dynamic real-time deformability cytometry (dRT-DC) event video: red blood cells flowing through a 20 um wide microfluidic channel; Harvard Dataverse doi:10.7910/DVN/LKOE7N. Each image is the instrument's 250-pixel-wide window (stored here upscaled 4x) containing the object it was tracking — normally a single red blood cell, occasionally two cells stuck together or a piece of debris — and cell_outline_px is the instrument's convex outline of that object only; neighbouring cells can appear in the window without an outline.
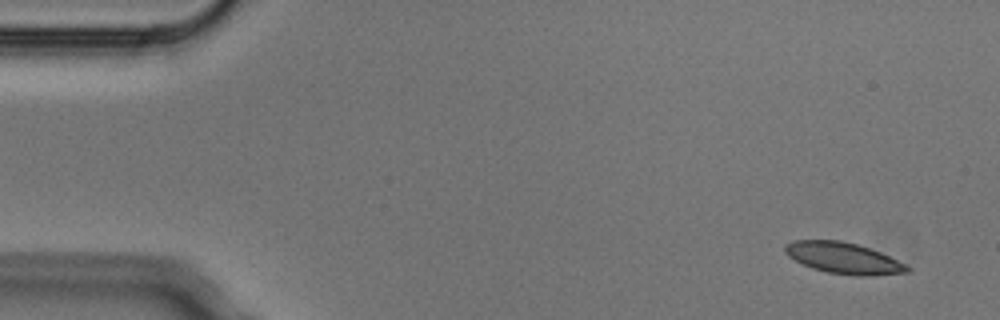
{"species": "Egyptian fruit bat (a non-hibernating species)", "species_latin": "Rousettus aegyptiacus", "temperature_condition": "cold", "stored_images_in_passage": 5, "camera_frame_rate_fps": 3000, "um_per_image_px": 0.085, "animal": {"sex": "male"}, "frame": {"image": 1, "passage_image": 1, "time_ms": 0.0, "image_size_px": [1000, 320], "cell_outline_px": [[912, 268], [908, 272], [872, 276], [856, 276], [828, 272], [812, 268], [788, 256], [784, 252], [784, 244], [792, 240], [840, 240], [856, 244], [880, 252]], "centroid_in_image_um": [71.67, 21.93], "position_along_channel_um": 13.3, "area_um2": 22.08}}
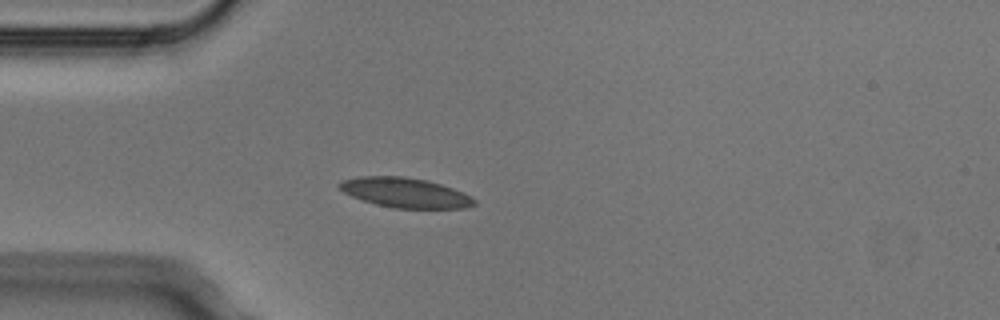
{"frame": {"image": 2, "passage_image": 4, "time_ms": 1.0, "image_size_px": [1000, 320], "cell_outline_px": [[476, 204], [464, 208], [392, 208], [376, 204], [352, 196], [344, 192], [336, 184], [344, 180], [360, 176], [404, 176], [428, 180], [464, 192], [472, 196], [476, 200]], "centroid_in_image_um": [34.47, 16.37], "position_along_channel_um": 50.5, "area_um2": 23.41}}